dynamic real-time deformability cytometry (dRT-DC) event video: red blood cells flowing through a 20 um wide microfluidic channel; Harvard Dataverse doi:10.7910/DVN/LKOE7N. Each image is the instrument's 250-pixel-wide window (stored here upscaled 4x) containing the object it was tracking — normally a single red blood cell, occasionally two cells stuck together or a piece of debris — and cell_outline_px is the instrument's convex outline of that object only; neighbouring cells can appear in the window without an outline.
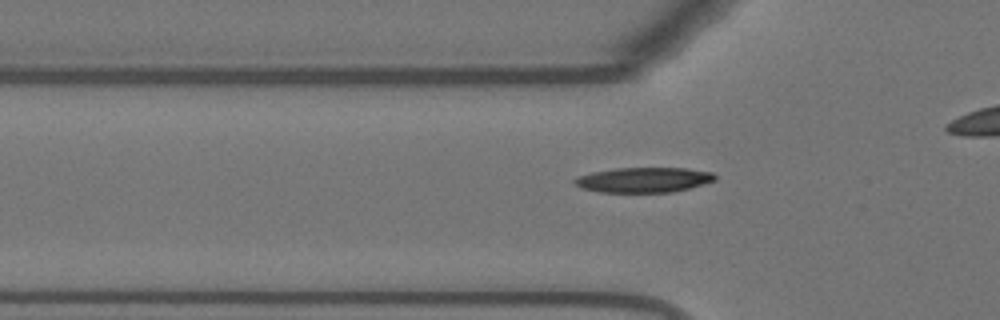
{"species": "Egyptian fruit bat (a non-hibernating species)", "species_latin": "Rousettus aegyptiacus", "temperature_condition": "warm", "stored_images_in_passage": 31, "camera_frame_rate_fps": 3000, "um_per_image_px": 0.085, "animal": {"sex": "female"}, "frame": {"image": 1, "passage_image": 4, "time_ms": 1.0, "image_size_px": [1000, 320], "cell_outline_px": [[716, 180], [688, 188], [672, 192], [600, 192], [580, 188], [572, 184], [572, 180], [580, 176], [592, 172], [616, 168], [688, 168], [712, 172], [716, 176]], "centroid_in_image_um": [54.68, 15.29], "position_along_channel_um": 71.1, "area_um2": 20.52}}
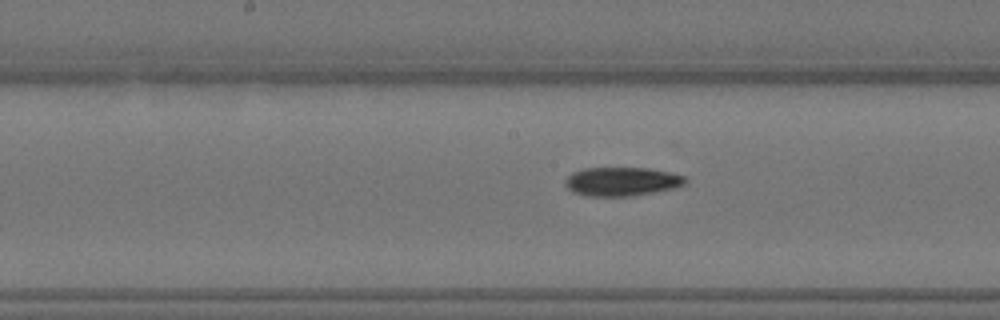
{"frame": {"image": 2, "passage_image": 14, "time_ms": 4.333, "image_size_px": [1000, 320], "cell_outline_px": [[688, 180], [684, 184], [676, 188], [636, 196], [584, 196], [572, 192], [564, 184], [564, 180], [572, 172], [584, 168], [648, 168], [672, 172], [684, 176]], "centroid_in_image_um": [52.86, 15.44], "position_along_channel_um": 195.3, "area_um2": 20.52}}
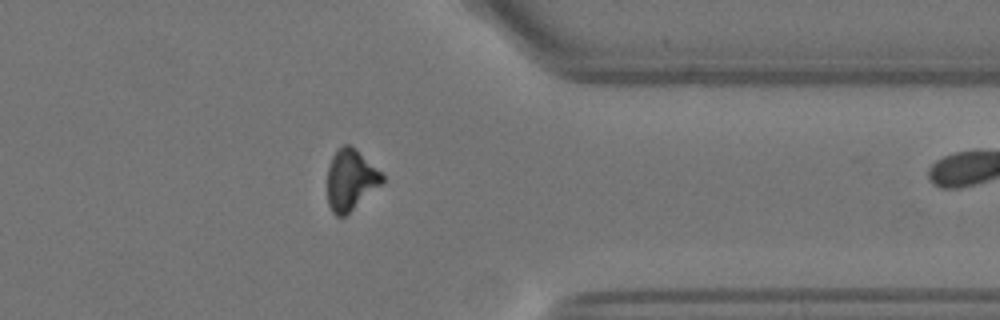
{"frame": {"image": 3, "passage_image": 30, "time_ms": 9.667, "image_size_px": [1000, 320], "cell_outline_px": [[384, 180], [380, 184], [344, 216], [336, 216], [332, 212], [328, 204], [328, 168], [332, 156], [336, 148], [344, 144], [348, 144], [380, 172], [384, 176]], "centroid_in_image_um": [29.75, 15.28], "position_along_channel_um": 381.7, "area_um2": 18.73}}